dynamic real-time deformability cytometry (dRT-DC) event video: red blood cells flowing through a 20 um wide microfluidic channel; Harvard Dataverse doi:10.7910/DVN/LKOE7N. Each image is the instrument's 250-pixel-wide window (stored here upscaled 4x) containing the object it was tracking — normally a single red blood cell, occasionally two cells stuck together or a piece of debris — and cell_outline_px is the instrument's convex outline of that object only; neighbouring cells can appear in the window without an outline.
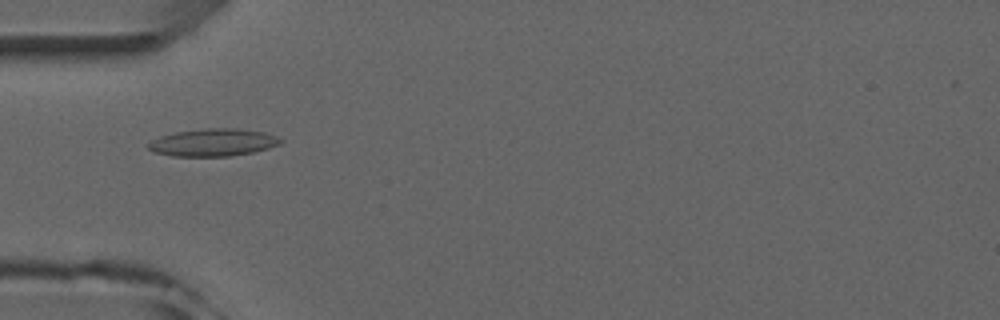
{"species": "common noctule bat (a hibernating species)", "species_latin": "Nyctalus noctula", "temperature_condition": "room temperature", "stored_images_in_passage": 5, "camera_frame_rate_fps": 3000, "um_per_image_px": 0.085, "animal": {"sex": "male", "forearm_length_mm": 52.5}, "frame": {"image": 1, "passage_image": 5, "time_ms": 4.667, "image_size_px": [1000, 320], "cell_outline_px": [[284, 140], [280, 144], [268, 148], [252, 152], [228, 156], [172, 156], [152, 152], [148, 148], [148, 144], [152, 140], [160, 136], [176, 132], [204, 128], [236, 128], [264, 132], [276, 136]], "centroid_in_image_um": [18.1, 12.1], "position_along_channel_um": 66.9, "area_um2": 21.15}}